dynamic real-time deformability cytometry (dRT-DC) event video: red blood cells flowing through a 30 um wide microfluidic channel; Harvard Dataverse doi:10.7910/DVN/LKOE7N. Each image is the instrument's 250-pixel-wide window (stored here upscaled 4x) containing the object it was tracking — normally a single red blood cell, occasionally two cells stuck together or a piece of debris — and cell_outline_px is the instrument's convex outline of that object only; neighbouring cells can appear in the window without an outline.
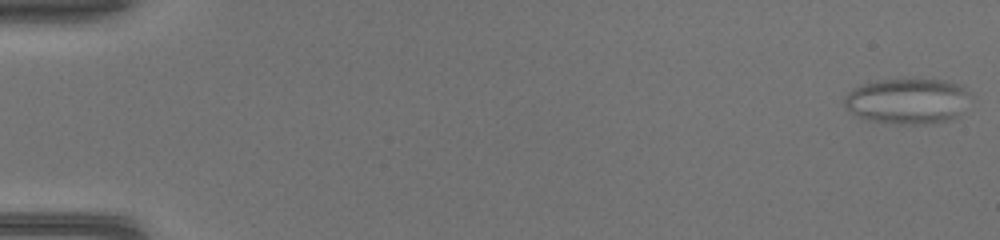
{"species": "common noctule bat (a hibernating species)", "species_latin": "Nyctalus noctula", "temperature_condition": "warm", "stored_images_in_passage": 47, "camera_frame_rate_fps": 3000, "um_per_image_px": 0.085, "animal": {"sex": "female", "body_mass_g": 17.0, "forearm_length_mm": 48.0}, "frame": {"image": 1, "passage_image": 1, "time_ms": 0.0, "image_size_px": [1000, 240], "cell_outline_px": [[972, 96], [956, 116], [952, 120], [924, 124], [900, 124], [868, 120], [852, 112], [844, 104], [844, 96], [852, 88], [876, 80], [948, 80], [960, 84]], "centroid_in_image_um": [77.15, 8.59], "position_along_channel_um": 7.8, "area_um2": 33.29}}
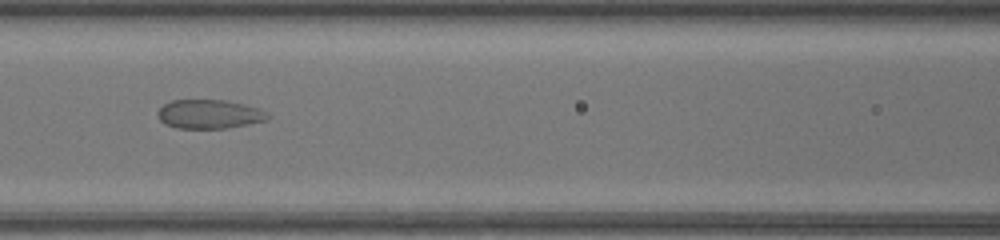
{"frame": {"image": 2, "passage_image": 22, "time_ms": 7.0, "image_size_px": [1000, 240], "cell_outline_px": [[268, 120], [248, 124], [224, 128], [176, 128], [164, 124], [156, 116], [156, 112], [164, 104], [172, 100], [224, 100], [244, 104], [256, 108], [264, 112], [268, 116]], "centroid_in_image_um": [17.71, 9.7], "position_along_channel_um": 148.9, "area_um2": 18.44}}
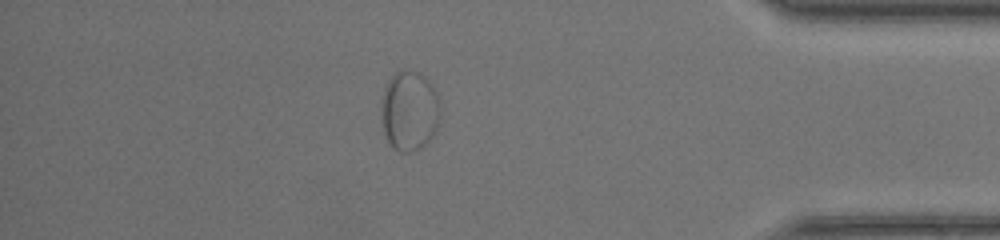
{"frame": {"image": 3, "passage_image": 41, "time_ms": 13.333, "image_size_px": [1000, 240], "cell_outline_px": [[440, 124], [432, 136], [420, 148], [408, 152], [400, 152], [392, 148], [384, 132], [380, 112], [380, 104], [384, 88], [388, 80], [396, 72], [408, 68], [420, 72], [432, 84], [440, 104]], "centroid_in_image_um": [34.79, 9.39], "position_along_channel_um": 400.4, "area_um2": 27.98}}